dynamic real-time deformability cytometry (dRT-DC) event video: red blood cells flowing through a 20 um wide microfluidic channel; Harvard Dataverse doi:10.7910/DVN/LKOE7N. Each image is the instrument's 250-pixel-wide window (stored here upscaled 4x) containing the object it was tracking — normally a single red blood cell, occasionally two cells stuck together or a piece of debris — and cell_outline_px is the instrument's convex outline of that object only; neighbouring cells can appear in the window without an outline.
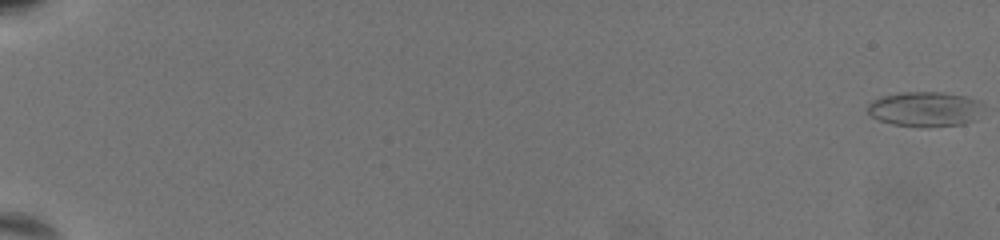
{"species": "common noctule bat (a hibernating species)", "species_latin": "Nyctalus noctula", "temperature_condition": "warm", "stored_images_in_passage": 71, "camera_frame_rate_fps": 3000, "um_per_image_px": 0.085, "animal": {"sex": "female", "body_mass_g": 19.5, "forearm_length_mm": 54.1}, "frame": {"image": 1, "passage_image": 1, "time_ms": 0.0, "image_size_px": [1000, 240], "cell_outline_px": [[984, 108], [976, 120], [964, 124], [928, 128], [920, 128], [892, 124], [880, 120], [872, 116], [868, 112], [868, 104], [872, 100], [880, 96], [900, 92], [944, 92], [968, 96], [980, 100], [984, 104]], "centroid_in_image_um": [78.69, 9.28], "position_along_channel_um": 6.3, "area_um2": 24.33}}
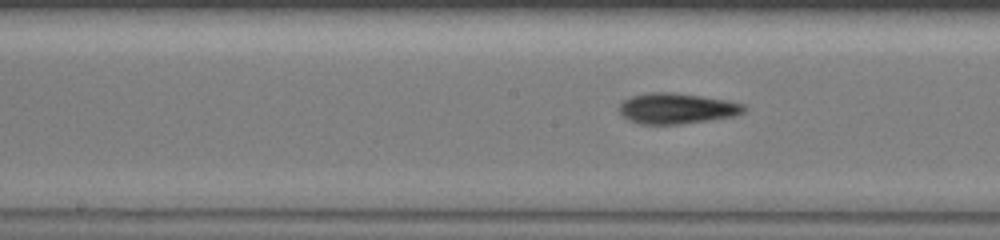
{"frame": {"image": 2, "passage_image": 41, "time_ms": 13.333, "image_size_px": [1000, 240], "cell_outline_px": [[744, 112], [736, 116], [680, 124], [636, 124], [628, 120], [620, 112], [620, 104], [624, 100], [632, 96], [648, 92], [672, 92], [700, 96], [724, 100], [744, 104]], "centroid_in_image_um": [57.5, 9.22], "position_along_channel_um": 190.7, "area_um2": 22.14}}
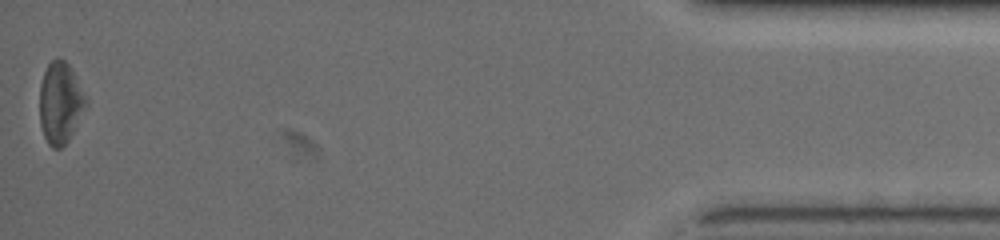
{"frame": {"image": 3, "passage_image": 71, "time_ms": 23.333, "image_size_px": [1000, 240], "cell_outline_px": [[88, 104], [68, 140], [60, 148], [52, 148], [48, 144], [44, 136], [40, 124], [40, 84], [44, 72], [48, 64], [56, 56], [64, 60], [68, 64], [88, 100]], "centroid_in_image_um": [5.12, 8.74], "position_along_channel_um": 430.1, "area_um2": 21.85}, "authors_computed_cell_mechanics": {"area_um2": 21.964, "velocity_mm_per_s": 3.1548, "shape_relaxation_time_tau1_ms": 7.3104, "shape_relaxation_time_tau2_ms": 4.2061, "deformation_change_tau1": 0.1841, "deformation_change_tau2": 0.1382}}